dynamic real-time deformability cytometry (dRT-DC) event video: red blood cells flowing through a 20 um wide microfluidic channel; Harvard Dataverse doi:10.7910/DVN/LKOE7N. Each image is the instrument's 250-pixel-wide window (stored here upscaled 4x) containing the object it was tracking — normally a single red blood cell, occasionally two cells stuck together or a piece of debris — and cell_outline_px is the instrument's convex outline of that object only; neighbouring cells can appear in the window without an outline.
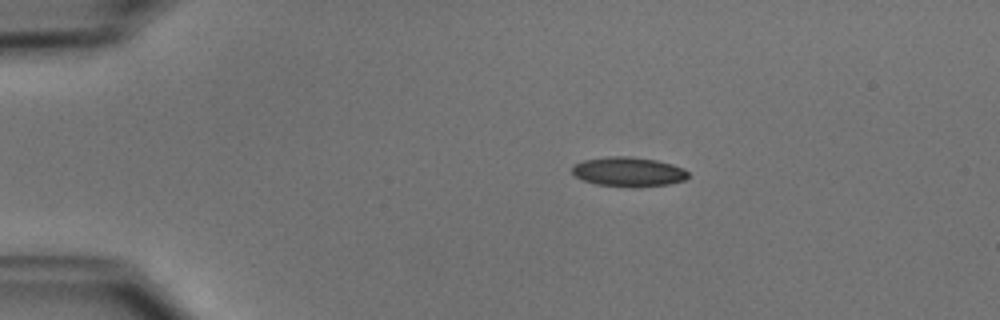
{"species": "common noctule bat (a hibernating species)", "species_latin": "Nyctalus noctula", "temperature_condition": "cold", "stored_images_in_passage": 10, "camera_frame_rate_fps": 3000, "um_per_image_px": 0.085, "animal": {"sex": "male", "body_mass_g": 15.6}, "frame": {"image": 1, "passage_image": 1, "time_ms": 0.0, "image_size_px": [1000, 320], "cell_outline_px": [[688, 176], [684, 180], [668, 184], [632, 188], [628, 188], [596, 184], [584, 180], [576, 176], [572, 172], [572, 164], [584, 160], [608, 156], [628, 156], [656, 160], [672, 164], [684, 168], [688, 172]], "centroid_in_image_um": [53.41, 14.61], "position_along_channel_um": 31.6, "area_um2": 20.11}}